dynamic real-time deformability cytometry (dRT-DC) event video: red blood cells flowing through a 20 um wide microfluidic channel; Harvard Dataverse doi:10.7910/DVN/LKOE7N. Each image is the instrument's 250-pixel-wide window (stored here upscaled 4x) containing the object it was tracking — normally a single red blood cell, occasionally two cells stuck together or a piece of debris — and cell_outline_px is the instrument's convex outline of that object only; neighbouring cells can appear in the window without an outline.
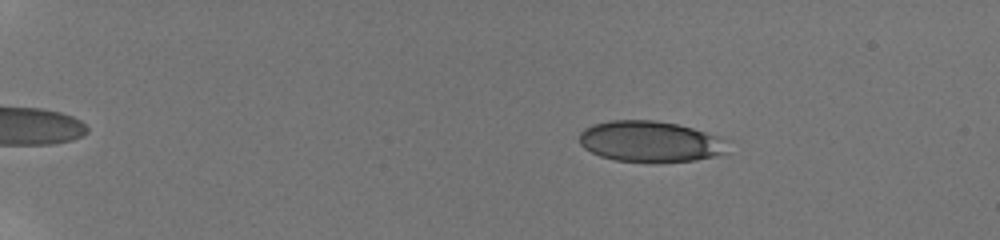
{"species": "human", "species_latin": "Homo sapiens", "temperature_condition": "room temperature", "stored_images_in_passage": 50, "camera_frame_rate_fps": 3000, "um_per_image_px": 0.085, "donor": {"sex": "male"}, "frame": {"image": 1, "passage_image": 3, "time_ms": 0.667, "image_size_px": [1000, 240], "cell_outline_px": [[732, 152], [716, 156], [696, 160], [660, 164], [616, 160], [600, 156], [584, 148], [580, 144], [580, 132], [584, 128], [592, 124], [608, 120], [656, 120], [676, 124], [692, 128], [732, 140]], "centroid_in_image_um": [55.38, 12.05], "position_along_channel_um": 29.6, "area_um2": 36.65}}
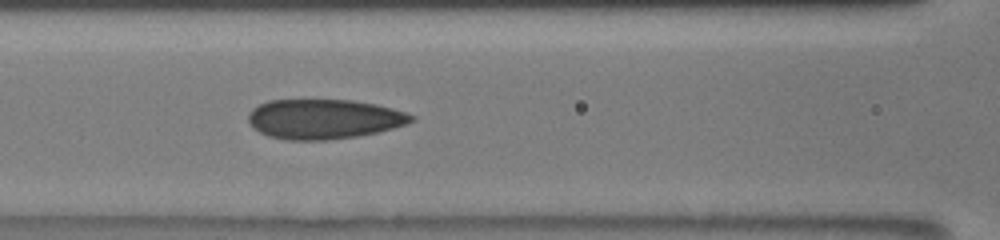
{"frame": {"image": 2, "passage_image": 23, "time_ms": 6.667, "image_size_px": [1000, 240], "cell_outline_px": [[416, 120], [392, 128], [376, 132], [356, 136], [328, 140], [288, 140], [268, 136], [252, 128], [248, 120], [248, 112], [252, 108], [268, 100], [352, 100], [376, 104], [392, 108], [416, 116]], "centroid_in_image_um": [27.5, 10.11], "position_along_channel_um": 139.1, "area_um2": 37.8}}
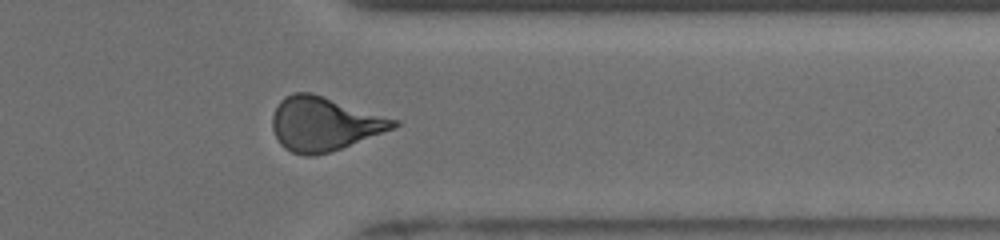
{"frame": {"image": 3, "passage_image": 42, "time_ms": 13.0, "image_size_px": [1000, 240], "cell_outline_px": [[400, 124], [392, 128], [340, 148], [316, 156], [304, 156], [292, 152], [284, 148], [280, 144], [272, 128], [272, 116], [280, 100], [284, 96], [292, 92], [312, 92], [400, 120]], "centroid_in_image_um": [27.52, 10.51], "position_along_channel_um": 383.9, "area_um2": 37.92}, "authors_computed_cell_mechanics": {"area_um2": 36.8764, "velocity_mm_per_s": 3.8776, "shape_relaxation_time_tau1_ms": 10.1517, "shape_relaxation_time_tau2_ms": 1.3305, "deformation_change_tau1": 0.2054, "deformation_change_tau2": 0.0777}}